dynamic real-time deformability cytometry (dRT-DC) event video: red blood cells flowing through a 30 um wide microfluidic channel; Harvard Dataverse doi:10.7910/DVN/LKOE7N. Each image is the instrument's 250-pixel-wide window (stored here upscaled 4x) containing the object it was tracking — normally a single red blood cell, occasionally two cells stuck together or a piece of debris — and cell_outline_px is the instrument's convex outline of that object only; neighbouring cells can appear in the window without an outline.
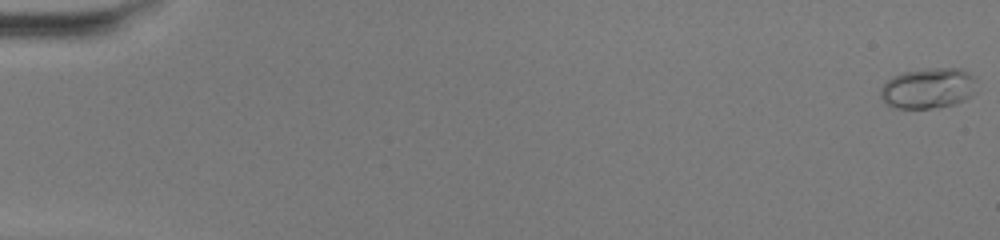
{"species": "common noctule bat (a hibernating species)", "species_latin": "Nyctalus noctula", "temperature_condition": "warm", "stored_images_in_passage": 51, "camera_frame_rate_fps": 3000, "um_per_image_px": 0.085, "animal": {"sex": "female", "body_mass_g": 20.0, "forearm_length_mm": 54.0}, "frame": {"image": 1, "passage_image": 1, "time_ms": 0.0, "image_size_px": [1000, 240], "cell_outline_px": [[976, 92], [972, 96], [956, 104], [936, 108], [892, 108], [884, 104], [880, 96], [880, 88], [892, 76], [904, 72], [924, 68], [960, 68], [976, 76]], "centroid_in_image_um": [78.91, 7.5], "position_along_channel_um": 6.1, "area_um2": 23.29}}
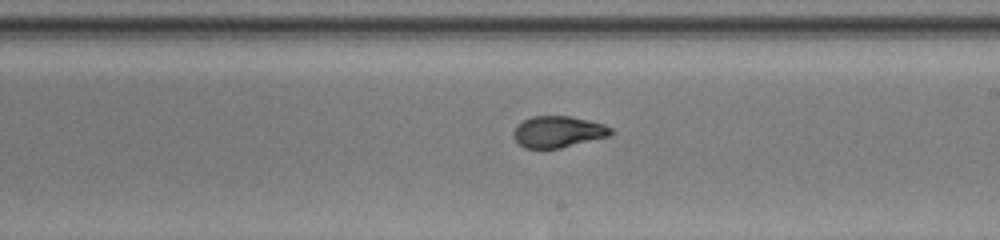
{"frame": {"image": 2, "passage_image": 31, "time_ms": 10.0, "image_size_px": [1000, 240], "cell_outline_px": [[616, 132], [612, 136], [560, 148], [524, 148], [512, 136], [512, 132], [516, 124], [532, 116], [572, 116], [604, 124], [612, 128]], "centroid_in_image_um": [47.47, 11.2], "position_along_channel_um": 241.5, "area_um2": 18.15}}
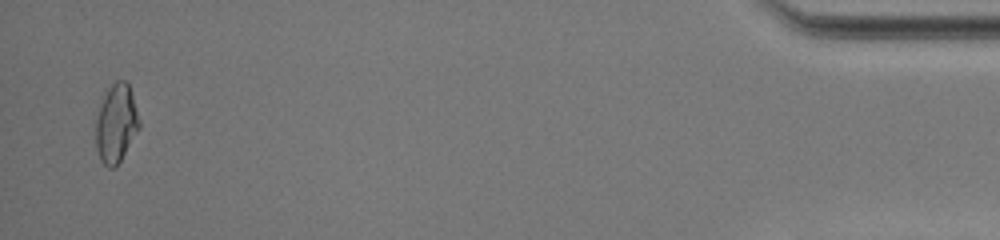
{"frame": {"image": 3, "passage_image": 50, "time_ms": 16.333, "image_size_px": [1000, 240], "cell_outline_px": [[140, 128], [120, 160], [112, 168], [108, 168], [100, 160], [96, 148], [96, 120], [104, 96], [108, 88], [116, 80], [128, 80], [140, 120]], "centroid_in_image_um": [9.89, 10.47], "position_along_channel_um": 425.3, "area_um2": 19.71}, "authors_computed_cell_mechanics": {"area_um2": 18.6694, "velocity_mm_per_s": 4.1637, "shape_relaxation_time_tau1_ms": 8.0888, "shape_relaxation_time_tau2_ms": 0.6188, "deformation_change_tau1": 0.2684, "deformation_change_tau2": 0.0467}}